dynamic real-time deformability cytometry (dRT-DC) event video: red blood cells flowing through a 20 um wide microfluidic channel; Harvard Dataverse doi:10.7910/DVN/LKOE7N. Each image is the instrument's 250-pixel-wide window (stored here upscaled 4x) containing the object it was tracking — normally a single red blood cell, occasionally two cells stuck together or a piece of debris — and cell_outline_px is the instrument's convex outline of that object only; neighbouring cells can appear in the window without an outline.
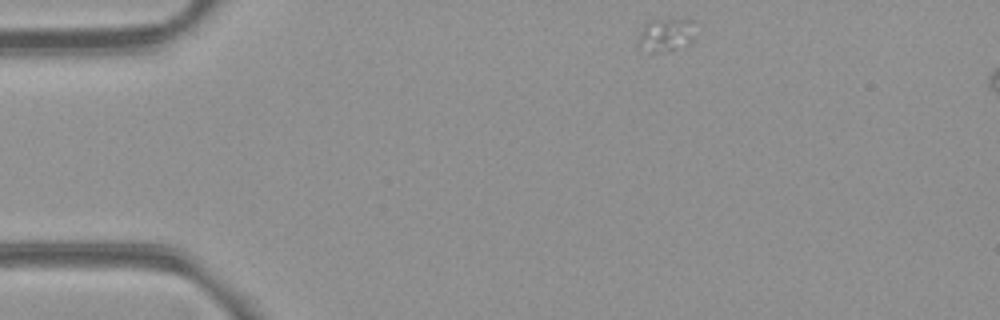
{"species": "common noctule bat (a hibernating species)", "species_latin": "Nyctalus noctula", "temperature_condition": "room temperature", "stored_images_in_passage": 28, "camera_frame_rate_fps": 3000, "um_per_image_px": 0.085, "animal": {"sex": "female", "body_mass_g": 21.9}, "frame": {"image": 1, "passage_image": 1, "time_ms": 0.0, "image_size_px": [1000, 320], "cell_outline_px": [[696, 20], [692, 40], [688, 44], [668, 52], [648, 56], [640, 40], [640, 28], [648, 20]], "centroid_in_image_um": [56.61, 3.0], "position_along_channel_um": 28.4, "area_um2": 11.27}}